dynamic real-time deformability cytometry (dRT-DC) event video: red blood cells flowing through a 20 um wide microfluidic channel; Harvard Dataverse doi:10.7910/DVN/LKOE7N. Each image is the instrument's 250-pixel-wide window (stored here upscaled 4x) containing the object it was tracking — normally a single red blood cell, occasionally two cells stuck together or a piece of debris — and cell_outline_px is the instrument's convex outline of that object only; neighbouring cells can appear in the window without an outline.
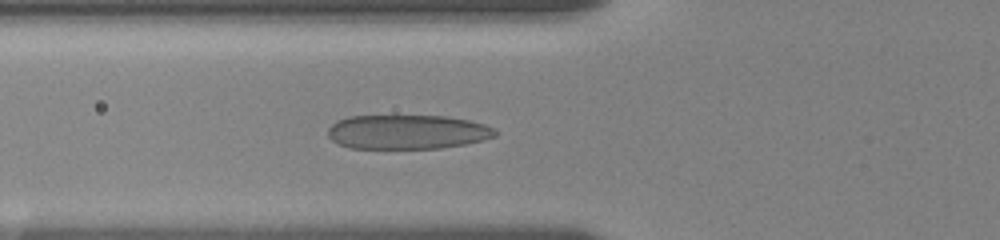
{"species": "human", "species_latin": "Homo sapiens", "temperature_condition": "room temperature", "stored_images_in_passage": 5, "camera_frame_rate_fps": 3000, "um_per_image_px": 0.085, "donor": {"sex": "female"}, "frame": {"image": 1, "passage_image": 3, "time_ms": 1.333, "image_size_px": [1000, 240], "cell_outline_px": [[496, 136], [484, 140], [464, 144], [440, 148], [348, 148], [336, 144], [328, 136], [328, 128], [336, 120], [348, 116], [448, 116], [468, 120], [484, 124], [492, 128], [496, 132]], "centroid_in_image_um": [34.58, 11.21], "position_along_channel_um": 91.2, "area_um2": 33.52}}
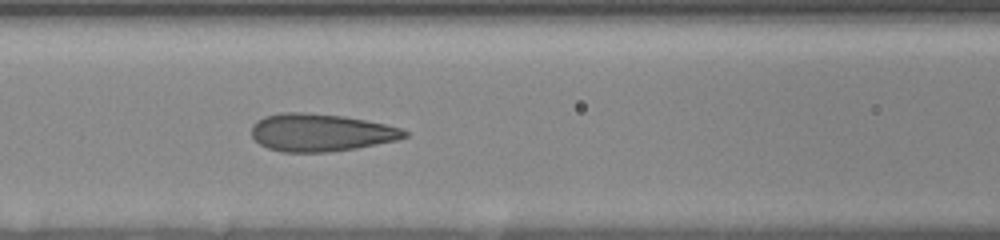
{"frame": {"image": 2, "passage_image": 5, "time_ms": 2.667, "image_size_px": [1000, 240], "cell_outline_px": [[408, 136], [396, 140], [356, 148], [328, 152], [280, 152], [268, 148], [260, 144], [252, 136], [252, 124], [256, 120], [264, 116], [280, 112], [304, 112], [344, 116], [384, 124], [400, 128], [408, 132]], "centroid_in_image_um": [27.22, 11.26], "position_along_channel_um": 139.4, "area_um2": 33.52}}